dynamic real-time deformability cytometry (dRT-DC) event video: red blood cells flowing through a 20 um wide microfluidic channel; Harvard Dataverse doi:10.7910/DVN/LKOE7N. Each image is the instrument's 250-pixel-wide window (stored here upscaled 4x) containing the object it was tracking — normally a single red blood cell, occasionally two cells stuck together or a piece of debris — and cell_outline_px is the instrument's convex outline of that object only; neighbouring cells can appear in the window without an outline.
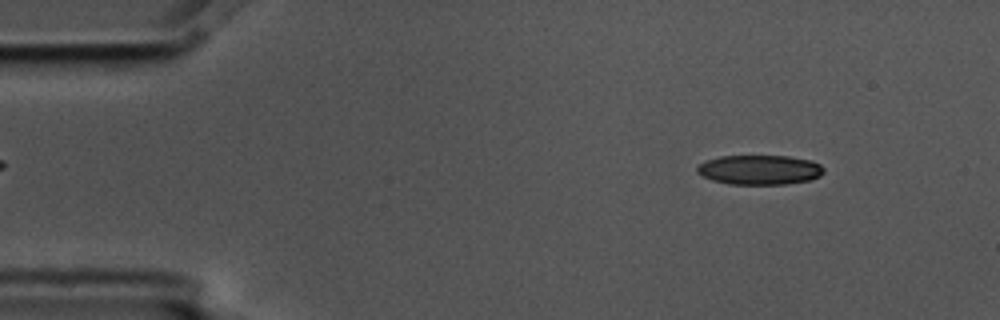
{"species": "common noctule bat (a hibernating species)", "species_latin": "Nyctalus noctula", "temperature_condition": "cold", "stored_images_in_passage": 9, "camera_frame_rate_fps": 3000, "um_per_image_px": 0.085, "animal": {"sex": "male", "body_mass_g": 17.5, "forearm_length_mm": 52.3}, "frame": {"image": 1, "passage_image": 1, "time_ms": 0.0, "image_size_px": [1000, 320], "cell_outline_px": [[824, 172], [820, 176], [812, 180], [788, 184], [728, 184], [712, 180], [696, 172], [696, 168], [700, 164], [708, 160], [720, 156], [788, 156], [812, 160], [820, 164], [824, 168]], "centroid_in_image_um": [64.61, 14.44], "position_along_channel_um": 20.4, "area_um2": 21.96}}
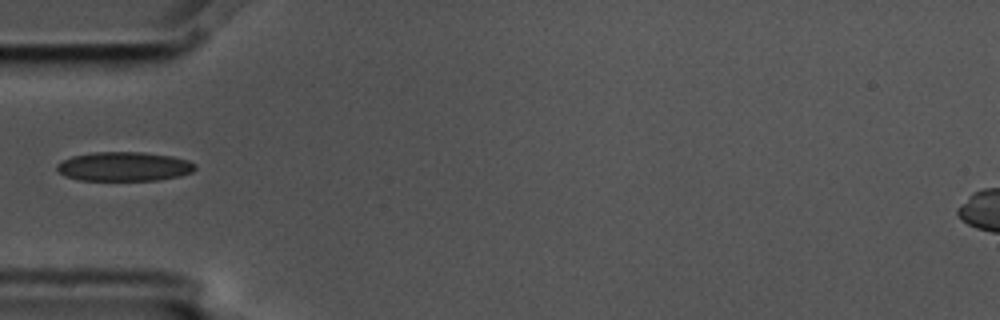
{"frame": {"image": 2, "passage_image": 4, "time_ms": 1.0, "image_size_px": [1000, 320], "cell_outline_px": [[196, 168], [192, 172], [180, 176], [156, 180], [80, 180], [64, 176], [56, 168], [56, 164], [72, 156], [92, 152], [144, 152], [172, 156], [188, 160], [196, 164]], "centroid_in_image_um": [10.56, 14.15], "position_along_channel_um": 74.4, "area_um2": 23.58}}